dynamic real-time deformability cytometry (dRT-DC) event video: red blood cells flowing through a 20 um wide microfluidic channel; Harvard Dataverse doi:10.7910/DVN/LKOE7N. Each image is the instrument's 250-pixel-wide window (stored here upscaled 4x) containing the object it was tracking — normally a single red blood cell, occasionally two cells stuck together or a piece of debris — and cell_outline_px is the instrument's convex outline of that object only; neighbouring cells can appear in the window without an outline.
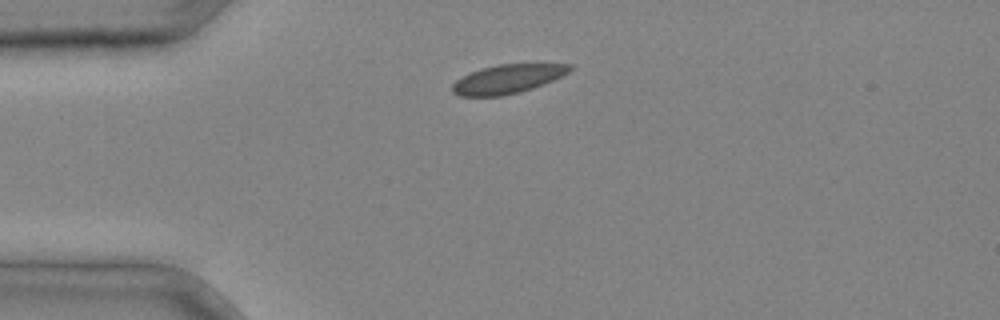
{"species": "common noctule bat (a hibernating species)", "species_latin": "Nyctalus noctula", "temperature_condition": "cold", "stored_images_in_passage": 2, "camera_frame_rate_fps": 3000, "um_per_image_px": 0.085, "animal": {"sex": "male", "body_mass_g": 20.4}, "frame": {"image": 1, "passage_image": 2, "time_ms": 0.333, "image_size_px": [1000, 320], "cell_outline_px": [[572, 68], [568, 72], [552, 80], [532, 88], [520, 92], [504, 96], [460, 96], [452, 92], [452, 84], [456, 80], [480, 68], [496, 64], [572, 64]], "centroid_in_image_um": [43.11, 6.72], "position_along_channel_um": 41.9, "area_um2": 19.59}}